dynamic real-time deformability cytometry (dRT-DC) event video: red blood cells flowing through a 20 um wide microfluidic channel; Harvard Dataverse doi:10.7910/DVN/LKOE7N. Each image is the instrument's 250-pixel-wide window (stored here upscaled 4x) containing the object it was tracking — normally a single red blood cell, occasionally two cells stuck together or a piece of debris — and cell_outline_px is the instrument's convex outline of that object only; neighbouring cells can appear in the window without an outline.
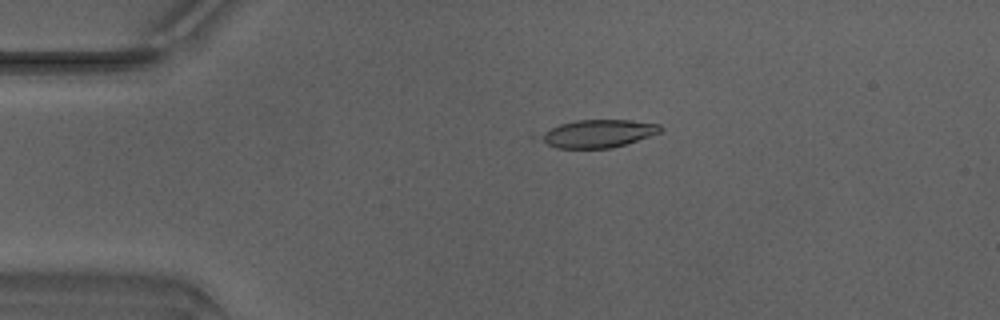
{"species": "Egyptian fruit bat (a non-hibernating species)", "species_latin": "Rousettus aegyptiacus", "temperature_condition": "warm", "stored_images_in_passage": 50, "camera_frame_rate_fps": 3000, "um_per_image_px": 0.085, "animal": {"sex": "male"}, "frame": {"image": 1, "passage_image": 11, "time_ms": 3.333, "image_size_px": [1000, 320], "cell_outline_px": [[664, 128], [660, 132], [612, 148], [556, 148], [532, 140], [528, 136], [560, 124], [576, 120], [632, 120], [660, 124]], "centroid_in_image_um": [50.62, 11.36], "position_along_channel_um": 34.4, "area_um2": 20.11}}
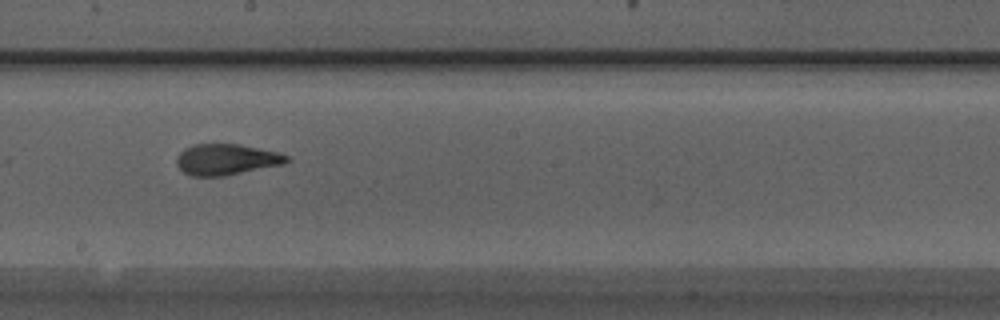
{"frame": {"image": 2, "passage_image": 28, "time_ms": 9.0, "image_size_px": [1000, 320], "cell_outline_px": [[292, 160], [284, 164], [224, 176], [188, 176], [176, 164], [176, 156], [184, 148], [192, 144], [240, 144], [276, 152], [288, 156]], "centroid_in_image_um": [19.21, 13.55], "position_along_channel_um": 229.0, "area_um2": 20.0}}
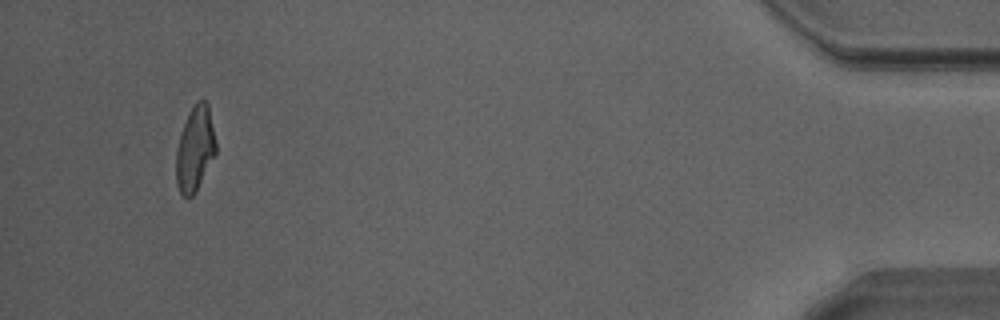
{"frame": {"image": 3, "passage_image": 47, "time_ms": 15.333, "image_size_px": [1000, 320], "cell_outline_px": [[216, 152], [192, 196], [184, 196], [180, 192], [176, 184], [176, 152], [180, 132], [188, 112], [196, 100], [204, 100], [208, 104], [216, 140]], "centroid_in_image_um": [16.56, 12.58], "position_along_channel_um": 418.6, "area_um2": 19.48}, "authors_computed_cell_mechanics": {"area_um2": 19.9699, "velocity_mm_per_s": 4.2171, "shape_relaxation_time_tau1_ms": 5.7301, "shape_relaxation_time_tau2_ms": 1.4196, "deformation_change_tau1": 0.1928, "deformation_change_tau2": 0.103}}